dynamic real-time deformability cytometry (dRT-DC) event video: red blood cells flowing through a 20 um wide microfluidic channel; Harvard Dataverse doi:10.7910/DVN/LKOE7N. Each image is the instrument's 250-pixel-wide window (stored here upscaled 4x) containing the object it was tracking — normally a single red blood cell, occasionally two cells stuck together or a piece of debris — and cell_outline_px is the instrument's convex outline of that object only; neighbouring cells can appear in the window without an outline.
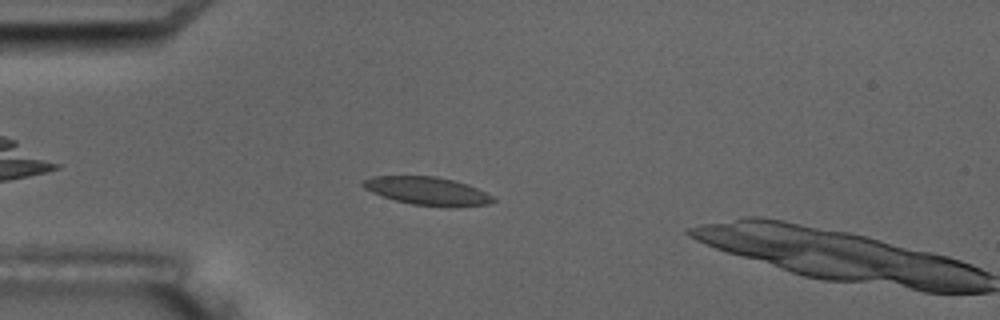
{"species": "common noctule bat (a hibernating species)", "species_latin": "Nyctalus noctula", "temperature_condition": "room temperature", "stored_images_in_passage": 6, "camera_frame_rate_fps": 3000, "um_per_image_px": 0.085, "animal": {"sex": "male", "body_mass_g": 17.5, "forearm_length_mm": 52.3}, "frame": {"image": 1, "passage_image": 5, "time_ms": 4.667, "image_size_px": [1000, 320], "cell_outline_px": [[496, 200], [488, 204], [456, 208], [448, 208], [412, 204], [396, 200], [372, 192], [364, 188], [360, 184], [364, 180], [372, 176], [436, 176], [468, 184], [492, 196]], "centroid_in_image_um": [36.35, 16.25], "position_along_channel_um": 48.7, "area_um2": 21.39}}